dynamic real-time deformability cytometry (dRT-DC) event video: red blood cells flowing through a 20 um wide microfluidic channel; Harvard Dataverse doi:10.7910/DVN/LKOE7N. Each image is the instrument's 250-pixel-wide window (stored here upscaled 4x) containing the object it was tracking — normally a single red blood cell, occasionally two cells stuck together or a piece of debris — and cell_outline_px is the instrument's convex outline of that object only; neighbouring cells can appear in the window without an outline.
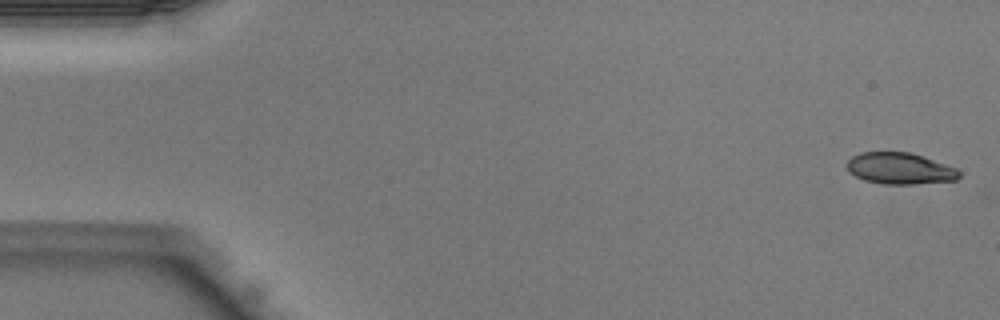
{"species": "Egyptian fruit bat (a non-hibernating species)", "species_latin": "Rousettus aegyptiacus", "temperature_condition": "warm", "stored_images_in_passage": 42, "camera_frame_rate_fps": 3000, "um_per_image_px": 0.085, "animal": {"sex": "male"}, "frame": {"image": 1, "passage_image": 1, "time_ms": 0.0, "image_size_px": [1000, 320], "cell_outline_px": [[960, 176], [956, 180], [912, 184], [884, 184], [864, 180], [848, 172], [848, 160], [852, 156], [860, 152], [912, 152], [924, 156], [956, 168], [960, 172]], "centroid_in_image_um": [76.49, 14.31], "position_along_channel_um": 8.5, "area_um2": 20.58}}
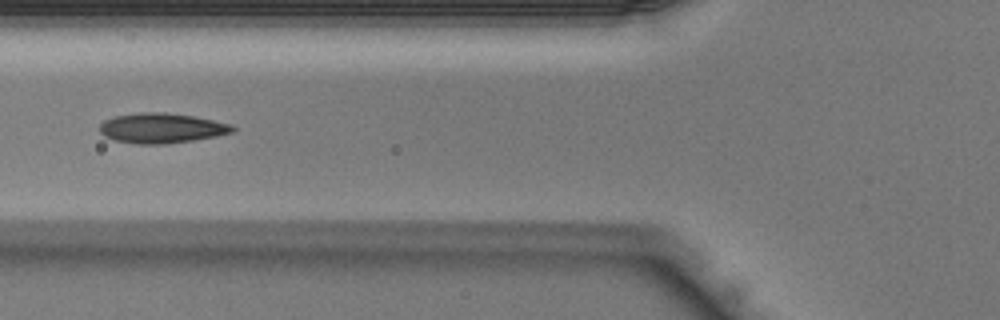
{"frame": {"image": 2, "passage_image": 16, "time_ms": 5.0, "image_size_px": [1000, 320], "cell_outline_px": [[236, 128], [232, 132], [216, 136], [192, 140], [164, 144], [136, 144], [112, 140], [104, 136], [100, 132], [100, 124], [104, 120], [112, 116], [140, 112], [164, 112], [192, 116], [232, 124]], "centroid_in_image_um": [13.68, 10.89], "position_along_channel_um": 112.1, "area_um2": 23.29}}
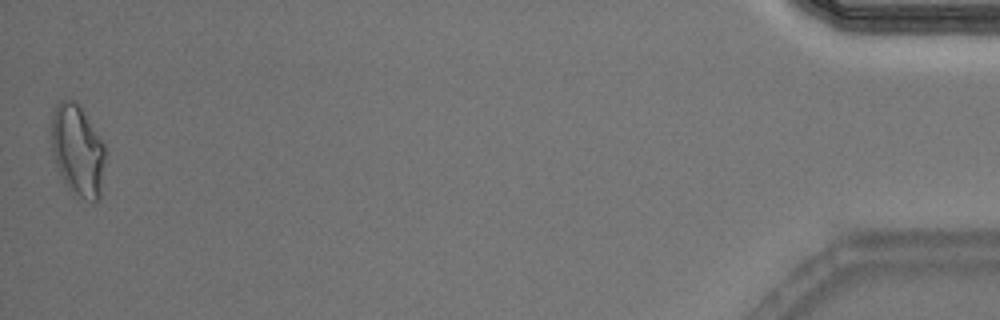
{"frame": {"image": 3, "passage_image": 42, "time_ms": 13.667, "image_size_px": [1000, 320], "cell_outline_px": [[104, 160], [100, 196], [92, 204], [72, 196], [64, 184], [56, 168], [52, 152], [52, 116], [56, 104], [60, 100], [76, 100], [104, 144]], "centroid_in_image_um": [6.57, 12.86], "position_along_channel_um": 428.6, "area_um2": 29.02}}